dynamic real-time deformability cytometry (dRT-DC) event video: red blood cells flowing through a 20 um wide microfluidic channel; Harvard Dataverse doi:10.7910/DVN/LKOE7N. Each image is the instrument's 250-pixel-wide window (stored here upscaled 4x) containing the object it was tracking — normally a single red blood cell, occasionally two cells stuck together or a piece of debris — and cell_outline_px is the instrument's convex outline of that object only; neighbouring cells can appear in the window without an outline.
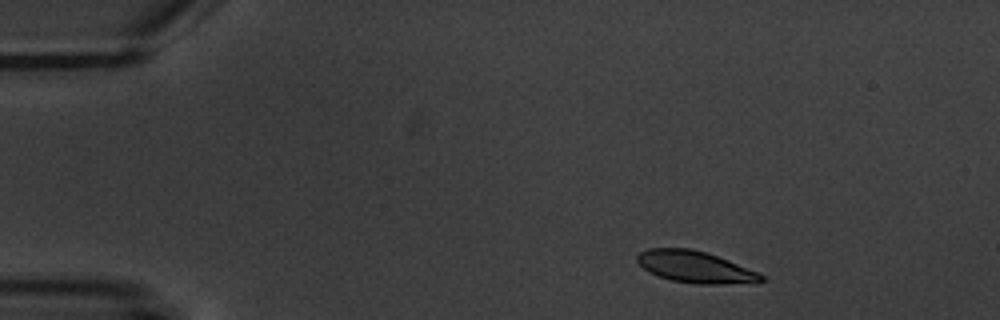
{"species": "common noctule bat (a hibernating species)", "species_latin": "Nyctalus noctula", "temperature_condition": "warm", "stored_images_in_passage": 11, "camera_frame_rate_fps": 3000, "um_per_image_px": 0.085, "animal": {"sex": "male", "body_mass_g": 20.1, "forearm_length_mm": 53.5}, "frame": {"image": 1, "passage_image": 1, "time_ms": 0.0, "image_size_px": [1000, 320], "cell_outline_px": [[768, 280], [760, 284], [696, 284], [672, 280], [648, 272], [636, 260], [636, 256], [640, 252], [648, 248], [692, 248], [728, 260], [760, 272]], "centroid_in_image_um": [59.19, 22.71], "position_along_channel_um": 25.8, "area_um2": 23.29}}
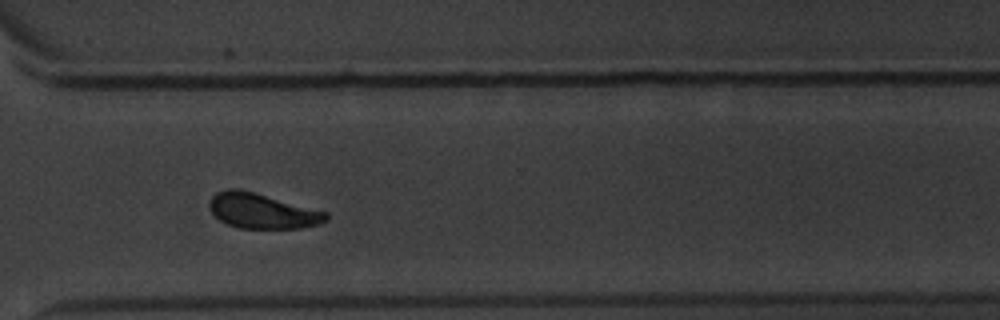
{"frame": {"image": 2, "passage_image": 10, "time_ms": 11.333, "image_size_px": [1000, 320], "cell_outline_px": [[328, 220], [320, 224], [300, 228], [240, 228], [228, 224], [220, 220], [212, 212], [208, 204], [212, 196], [216, 192], [252, 192], [328, 212]], "centroid_in_image_um": [22.36, 17.98], "position_along_channel_um": 348.2, "area_um2": 23.0}}
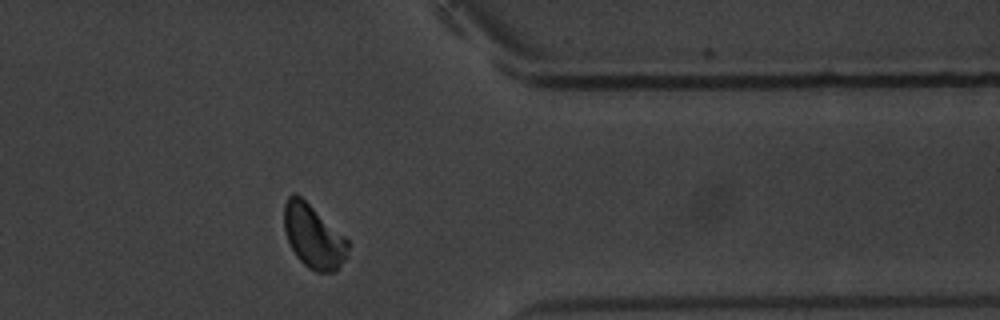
{"frame": {"image": 3, "passage_image": 11, "time_ms": 12.667, "image_size_px": [1000, 320], "cell_outline_px": [[348, 256], [332, 272], [316, 272], [308, 268], [296, 256], [288, 240], [284, 228], [284, 204], [288, 196], [292, 192], [300, 196], [344, 236], [348, 240]], "centroid_in_image_um": [26.62, 20.09], "position_along_channel_um": 384.8, "area_um2": 23.24}, "authors_computed_cell_mechanics": {"area_um2": 24.276, "velocity_mm_per_s": 3.5087, "shape_relaxation_time_tau1_ms": 1.5, "shape_relaxation_time_tau2_ms": 1.6949, "deformation_change_tau1": 0.0783, "deformation_change_tau2": 0.0313}}